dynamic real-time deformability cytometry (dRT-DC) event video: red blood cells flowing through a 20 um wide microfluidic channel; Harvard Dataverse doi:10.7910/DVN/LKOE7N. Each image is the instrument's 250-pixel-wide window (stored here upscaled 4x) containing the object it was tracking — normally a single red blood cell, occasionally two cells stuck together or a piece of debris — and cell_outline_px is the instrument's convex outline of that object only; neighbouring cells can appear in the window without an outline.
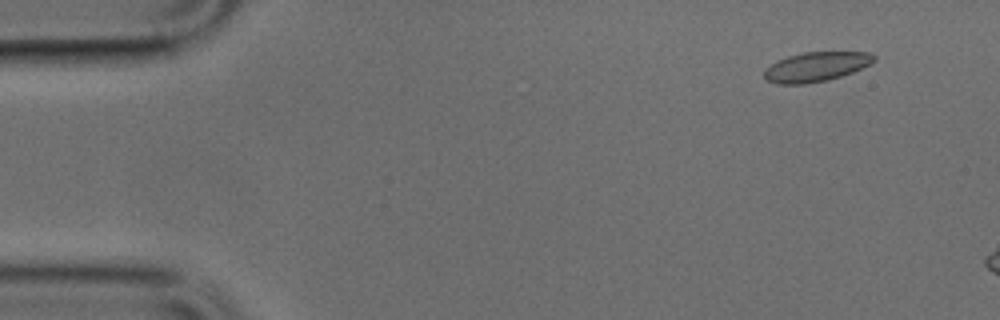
{"species": "common noctule bat (a hibernating species)", "species_latin": "Nyctalus noctula", "temperature_condition": "cold", "stored_images_in_passage": 12, "camera_frame_rate_fps": 3000, "um_per_image_px": 0.085, "animal": {"sex": "male", "body_mass_g": 17.9, "forearm_length_mm": 54.2}, "frame": {"image": 1, "passage_image": 4, "time_ms": 1.0, "image_size_px": [1000, 320], "cell_outline_px": [[876, 60], [852, 72], [828, 80], [804, 84], [776, 84], [768, 80], [764, 76], [764, 68], [776, 60], [788, 56], [804, 52], [868, 52], [876, 56]], "centroid_in_image_um": [69.32, 5.67], "position_along_channel_um": 15.7, "area_um2": 18.84}}